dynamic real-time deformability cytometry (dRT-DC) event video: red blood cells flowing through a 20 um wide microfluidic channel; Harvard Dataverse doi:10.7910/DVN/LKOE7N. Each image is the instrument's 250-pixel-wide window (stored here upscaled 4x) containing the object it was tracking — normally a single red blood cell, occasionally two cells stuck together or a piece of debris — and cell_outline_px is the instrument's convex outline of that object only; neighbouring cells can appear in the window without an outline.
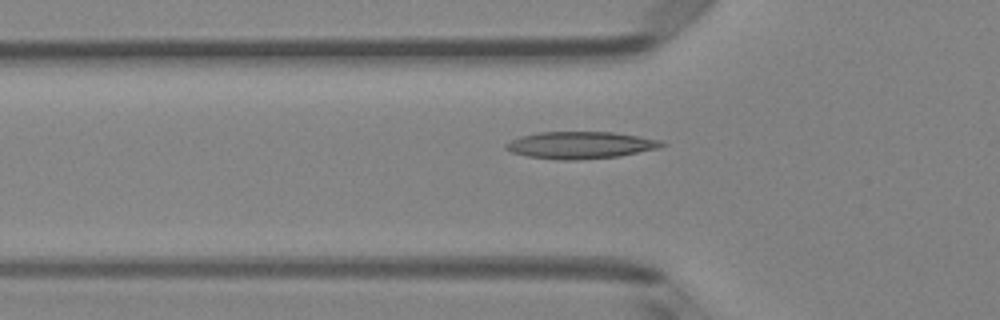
{"species": "Egyptian fruit bat (a non-hibernating species)", "species_latin": "Rousettus aegyptiacus", "temperature_condition": "room temperature", "stored_images_in_passage": 46, "camera_frame_rate_fps": 3000, "um_per_image_px": 0.085, "animal": {"sex": "female"}, "frame": {"image": 1, "passage_image": 17, "time_ms": 5.333, "image_size_px": [1000, 320], "cell_outline_px": [[668, 144], [660, 148], [620, 156], [576, 160], [556, 160], [528, 156], [512, 152], [504, 148], [504, 144], [520, 136], [540, 132], [612, 132], [660, 140]], "centroid_in_image_um": [49.34, 12.34], "position_along_channel_um": 76.5, "area_um2": 24.57}}
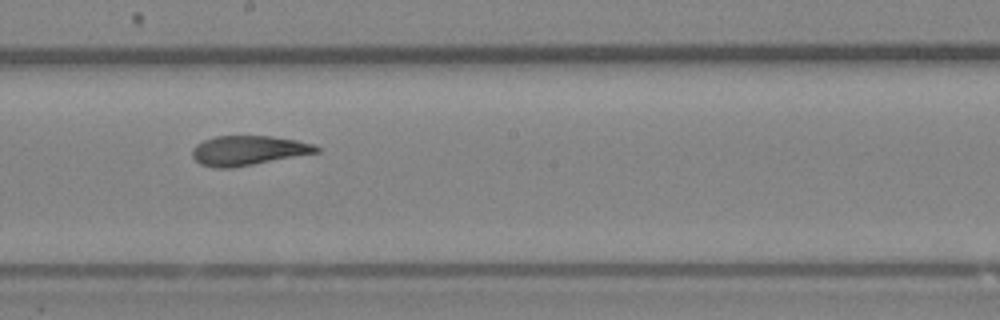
{"frame": {"image": 2, "passage_image": 28, "time_ms": 9.0, "image_size_px": [1000, 320], "cell_outline_px": [[320, 152], [232, 168], [216, 168], [200, 164], [192, 156], [192, 148], [196, 144], [204, 140], [216, 136], [272, 136], [296, 140], [312, 144], [320, 148]], "centroid_in_image_um": [21.08, 12.79], "position_along_channel_um": 227.1, "area_um2": 21.39}}
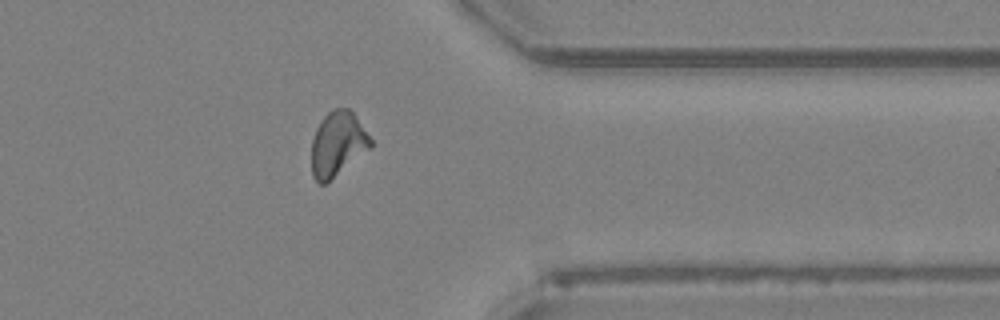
{"frame": {"image": 3, "passage_image": 40, "time_ms": 13.0, "image_size_px": [1000, 320], "cell_outline_px": [[372, 148], [324, 184], [320, 184], [312, 176], [312, 140], [316, 128], [324, 116], [332, 108], [348, 108], [356, 116], [372, 140]], "centroid_in_image_um": [28.7, 12.22], "position_along_channel_um": 382.7, "area_um2": 22.14}}